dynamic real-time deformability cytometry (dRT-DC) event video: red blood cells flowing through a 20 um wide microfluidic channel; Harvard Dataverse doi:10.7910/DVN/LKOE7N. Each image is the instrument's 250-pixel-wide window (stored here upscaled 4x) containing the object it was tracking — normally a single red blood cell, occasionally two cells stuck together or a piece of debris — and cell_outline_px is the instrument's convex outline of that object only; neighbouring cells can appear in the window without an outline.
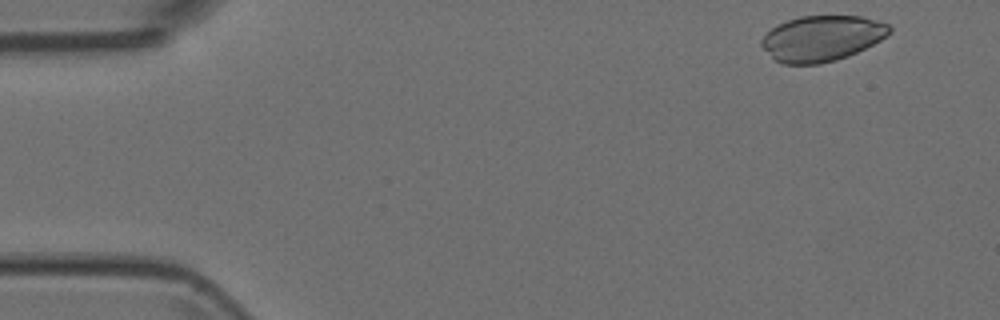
{"species": "Egyptian fruit bat (a non-hibernating species)", "species_latin": "Rousettus aegyptiacus", "temperature_condition": "room temperature", "stored_images_in_passage": 5, "camera_frame_rate_fps": 3000, "um_per_image_px": 0.085, "animal": {"sex": "female"}, "frame": {"image": 1, "passage_image": 1, "time_ms": 0.0, "image_size_px": [1000, 320], "cell_outline_px": [[892, 32], [888, 36], [848, 56], [836, 60], [820, 64], [784, 64], [776, 60], [760, 44], [760, 40], [776, 24], [800, 16], [860, 16], [876, 20], [888, 24], [892, 28]], "centroid_in_image_um": [69.87, 3.25], "position_along_channel_um": 15.1, "area_um2": 33.87}}